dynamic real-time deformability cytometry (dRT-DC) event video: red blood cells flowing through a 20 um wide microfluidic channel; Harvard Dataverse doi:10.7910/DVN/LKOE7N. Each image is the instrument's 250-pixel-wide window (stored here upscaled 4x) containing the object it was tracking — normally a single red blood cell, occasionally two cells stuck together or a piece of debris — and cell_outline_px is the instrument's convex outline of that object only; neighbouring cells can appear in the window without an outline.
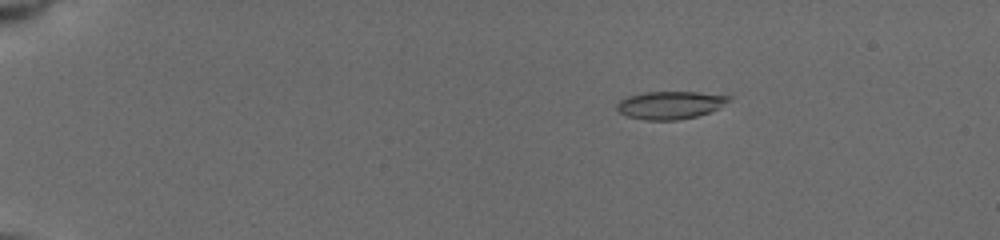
{"species": "common noctule bat (a hibernating species)", "species_latin": "Nyctalus noctula", "temperature_condition": "cold", "stored_images_in_passage": 16, "camera_frame_rate_fps": 3000, "um_per_image_px": 0.085, "animal": {"sex": "female", "body_mass_g": 19.5, "forearm_length_mm": 54.1}, "frame": {"image": 1, "passage_image": 6, "time_ms": 3.333, "image_size_px": [1000, 240], "cell_outline_px": [[732, 96], [728, 100], [716, 108], [708, 112], [696, 116], [676, 120], [644, 120], [628, 116], [620, 112], [616, 108], [616, 104], [620, 100], [628, 96], [644, 92], [696, 92]], "centroid_in_image_um": [56.9, 8.92], "position_along_channel_um": 28.1, "area_um2": 17.8}}
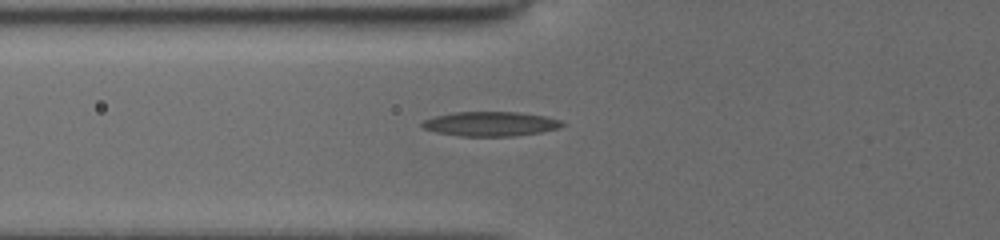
{"frame": {"image": 2, "passage_image": 12, "time_ms": 7.333, "image_size_px": [1000, 240], "cell_outline_px": [[568, 124], [556, 128], [540, 132], [516, 136], [460, 136], [436, 132], [424, 128], [420, 124], [424, 120], [436, 116], [456, 112], [516, 112], [544, 116], [560, 120]], "centroid_in_image_um": [41.7, 10.53], "position_along_channel_um": 84.1, "area_um2": 19.83}}
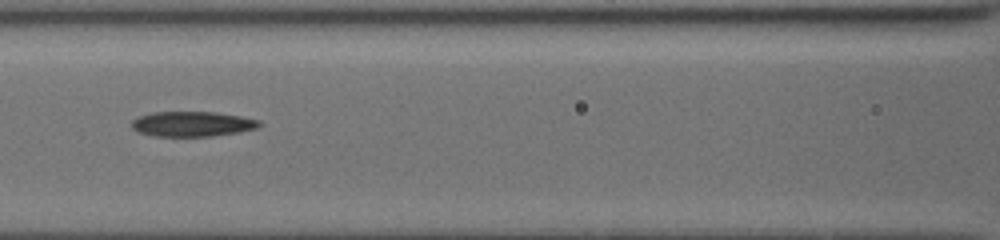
{"frame": {"image": 3, "passage_image": 15, "time_ms": 9.0, "image_size_px": [1000, 240], "cell_outline_px": [[260, 124], [256, 128], [240, 132], [212, 136], [156, 136], [140, 132], [132, 128], [132, 120], [140, 116], [152, 112], [216, 112], [240, 116], [260, 120]], "centroid_in_image_um": [16.36, 10.53], "position_along_channel_um": 150.2, "area_um2": 18.5}}